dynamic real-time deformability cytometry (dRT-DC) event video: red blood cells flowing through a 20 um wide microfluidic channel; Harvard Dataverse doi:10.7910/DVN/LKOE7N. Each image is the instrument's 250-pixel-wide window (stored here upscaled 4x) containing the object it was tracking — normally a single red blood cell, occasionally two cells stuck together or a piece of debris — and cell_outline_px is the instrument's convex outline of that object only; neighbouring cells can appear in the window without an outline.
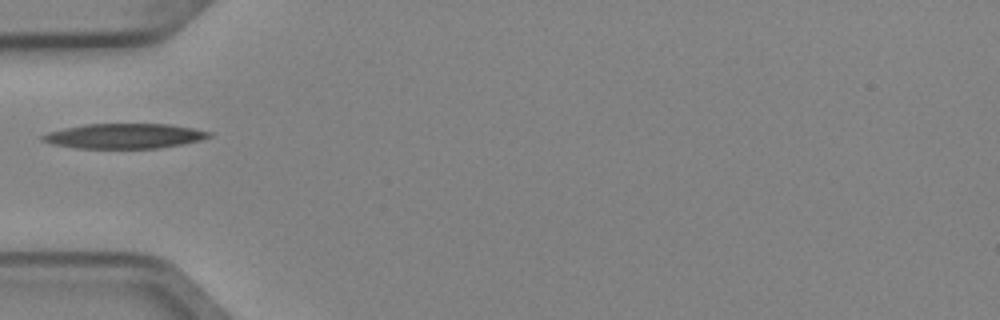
{"species": "Egyptian fruit bat (a non-hibernating species)", "species_latin": "Rousettus aegyptiacus", "temperature_condition": "cold", "stored_images_in_passage": 2, "camera_frame_rate_fps": 3000, "um_per_image_px": 0.085, "animal": {"sex": "female"}, "frame": {"image": 1, "passage_image": 1, "time_ms": 0.0, "image_size_px": [1000, 320], "cell_outline_px": [[212, 136], [200, 140], [180, 144], [156, 148], [76, 148], [52, 144], [40, 140], [40, 136], [48, 132], [64, 128], [84, 124], [168, 124], [192, 128], [212, 132]], "centroid_in_image_um": [10.53, 11.56], "position_along_channel_um": 74.5, "area_um2": 24.1}}
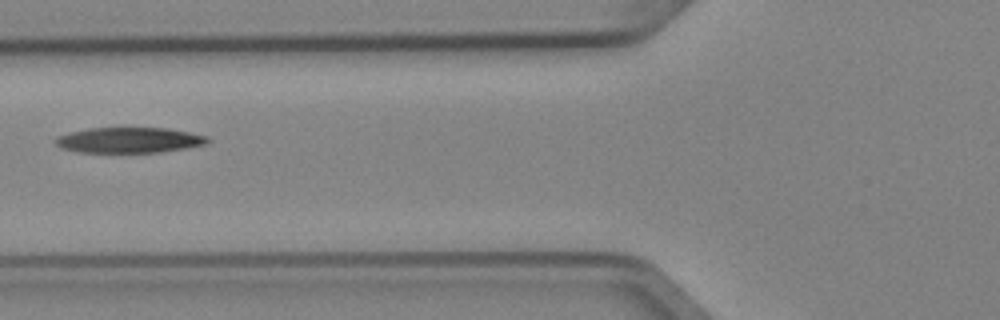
{"frame": {"image": 2, "passage_image": 2, "time_ms": 0.333, "image_size_px": [1000, 320], "cell_outline_px": [[212, 140], [208, 144], [188, 148], [160, 152], [76, 152], [64, 148], [56, 144], [56, 136], [88, 128], [124, 124], [168, 128], [208, 136]], "centroid_in_image_um": [11.04, 11.85], "position_along_channel_um": 114.8, "area_um2": 23.76}}